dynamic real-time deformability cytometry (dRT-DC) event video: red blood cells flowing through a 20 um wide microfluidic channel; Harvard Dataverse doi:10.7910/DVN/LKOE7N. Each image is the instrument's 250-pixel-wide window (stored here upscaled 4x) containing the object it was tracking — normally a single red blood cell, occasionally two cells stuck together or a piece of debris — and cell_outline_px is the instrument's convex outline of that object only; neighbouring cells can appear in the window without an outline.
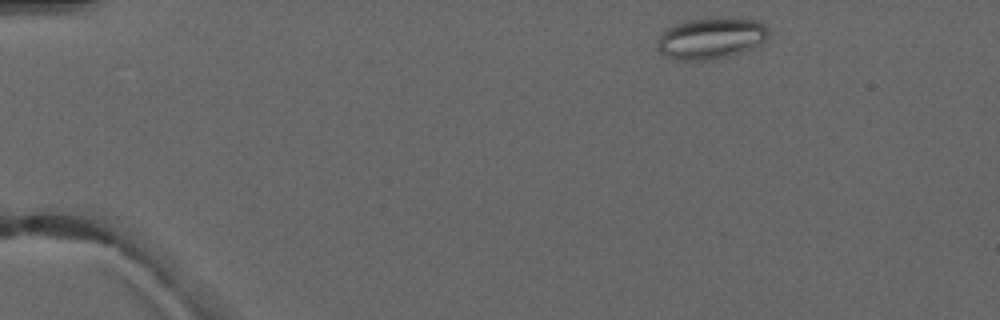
{"species": "common noctule bat (a hibernating species)", "species_latin": "Nyctalus noctula", "temperature_condition": "warm", "stored_images_in_passage": 4, "camera_frame_rate_fps": 3000, "um_per_image_px": 0.085, "animal": {"sex": "male", "forearm_length_mm": 52.5}, "frame": {"image": 1, "passage_image": 1, "time_ms": 0.0, "image_size_px": [1000, 320], "cell_outline_px": [[768, 40], [752, 48], [728, 56], [712, 60], [676, 60], [660, 52], [656, 48], [656, 40], [668, 28], [676, 24], [688, 20], [740, 16], [756, 20], [764, 24], [768, 32]], "centroid_in_image_um": [60.46, 3.24], "position_along_channel_um": 24.5, "area_um2": 27.05}}
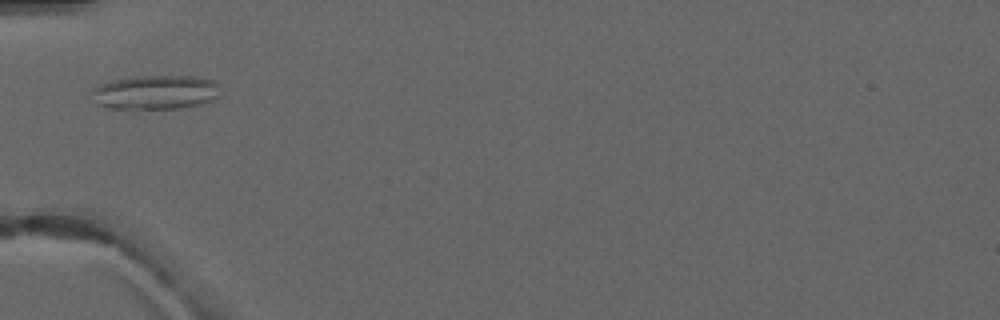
{"frame": {"image": 2, "passage_image": 3, "time_ms": 3.333, "image_size_px": [1000, 320], "cell_outline_px": [[216, 96], [208, 100], [196, 104], [180, 108], [136, 112], [108, 108], [96, 104], [92, 92], [92, 88], [100, 84], [112, 80], [132, 76], [192, 76], [212, 80], [216, 84]], "centroid_in_image_um": [13.06, 7.88], "position_along_channel_um": 71.9, "area_um2": 26.07}}